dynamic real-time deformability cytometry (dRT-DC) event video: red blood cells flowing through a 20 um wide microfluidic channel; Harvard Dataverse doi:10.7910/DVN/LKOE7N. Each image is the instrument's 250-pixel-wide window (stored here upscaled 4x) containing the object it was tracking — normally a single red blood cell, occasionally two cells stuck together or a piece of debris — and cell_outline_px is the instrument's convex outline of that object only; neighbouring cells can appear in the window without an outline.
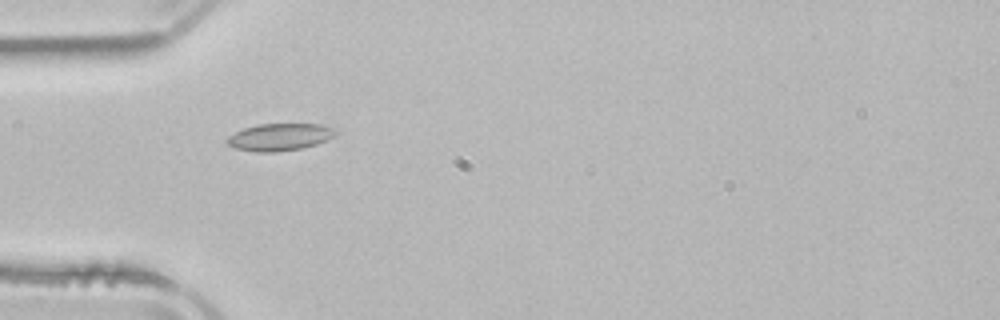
{"species": "common noctule bat (a hibernating species)", "species_latin": "Nyctalus noctula", "temperature_condition": "room temperature", "stored_images_in_passage": 2, "camera_frame_rate_fps": 3000, "um_per_image_px": 0.085, "animal": {"sex": "male", "body_mass_g": 21.5, "forearm_length_mm": 52.0}, "frame": {"image": 1, "passage_image": 1, "time_ms": 0.0, "image_size_px": [1000, 320], "cell_outline_px": [[336, 132], [332, 136], [316, 144], [300, 148], [272, 152], [256, 152], [236, 148], [228, 144], [224, 140], [228, 136], [244, 128], [260, 124], [324, 124], [336, 128]], "centroid_in_image_um": [23.75, 11.63], "position_along_channel_um": 61.2, "area_um2": 16.99}}
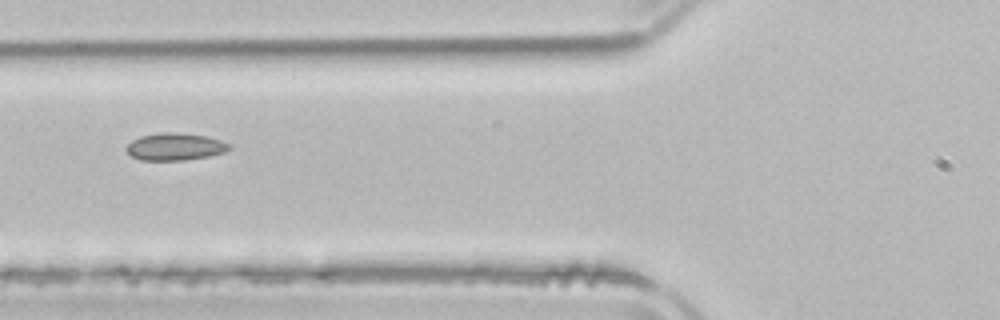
{"frame": {"image": 2, "passage_image": 2, "time_ms": 1.333, "image_size_px": [1000, 320], "cell_outline_px": [[232, 148], [224, 152], [208, 156], [184, 160], [140, 160], [132, 156], [124, 148], [132, 140], [140, 136], [164, 132], [180, 132], [208, 136], [232, 144]], "centroid_in_image_um": [14.9, 12.46], "position_along_channel_um": 110.9, "area_um2": 16.47}}